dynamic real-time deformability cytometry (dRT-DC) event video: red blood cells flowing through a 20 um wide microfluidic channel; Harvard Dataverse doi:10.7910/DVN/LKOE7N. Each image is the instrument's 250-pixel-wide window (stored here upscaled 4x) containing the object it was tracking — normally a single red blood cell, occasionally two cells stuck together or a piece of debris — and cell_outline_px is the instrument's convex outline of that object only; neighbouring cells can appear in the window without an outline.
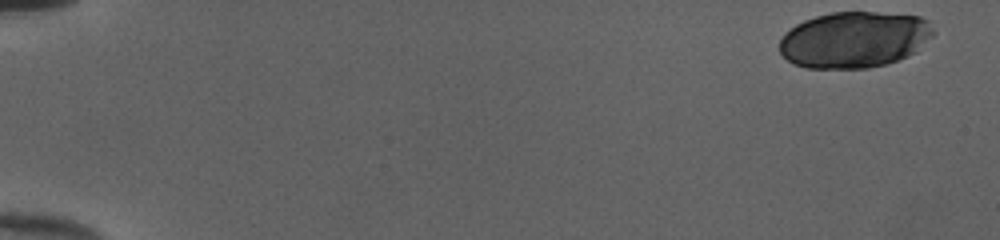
{"species": "human", "species_latin": "Homo sapiens", "temperature_condition": "cold", "stored_images_in_passage": 50, "camera_frame_rate_fps": 3000, "um_per_image_px": 0.085, "donor": {"sex": "female"}, "frame": {"image": 1, "passage_image": 1, "time_ms": 0.0, "image_size_px": [1000, 240], "cell_outline_px": [[936, 32], [916, 52], [908, 56], [888, 64], [868, 68], [808, 68], [796, 64], [788, 60], [780, 52], [780, 40], [796, 24], [804, 20], [816, 16], [832, 12], [876, 12], [920, 16], [928, 20]], "centroid_in_image_um": [72.67, 3.37], "position_along_channel_um": 12.3, "area_um2": 50.46}}
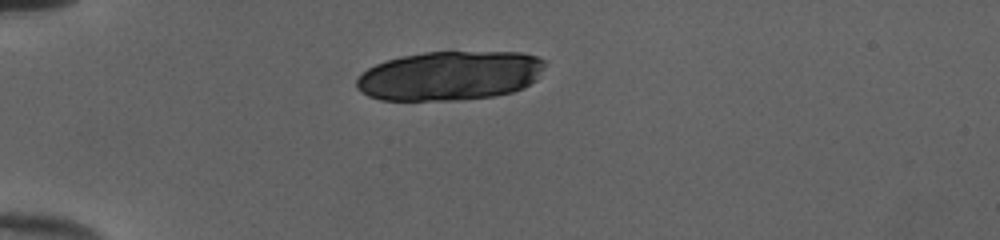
{"frame": {"image": 2, "passage_image": 14, "time_ms": 4.333, "image_size_px": [1000, 240], "cell_outline_px": [[544, 68], [536, 80], [524, 88], [512, 92], [492, 96], [460, 100], [380, 100], [368, 96], [360, 92], [356, 88], [356, 80], [368, 68], [376, 64], [400, 56], [424, 52], [520, 52], [536, 56], [544, 60]], "centroid_in_image_um": [38.23, 6.44], "position_along_channel_um": 46.8, "area_um2": 54.27}}